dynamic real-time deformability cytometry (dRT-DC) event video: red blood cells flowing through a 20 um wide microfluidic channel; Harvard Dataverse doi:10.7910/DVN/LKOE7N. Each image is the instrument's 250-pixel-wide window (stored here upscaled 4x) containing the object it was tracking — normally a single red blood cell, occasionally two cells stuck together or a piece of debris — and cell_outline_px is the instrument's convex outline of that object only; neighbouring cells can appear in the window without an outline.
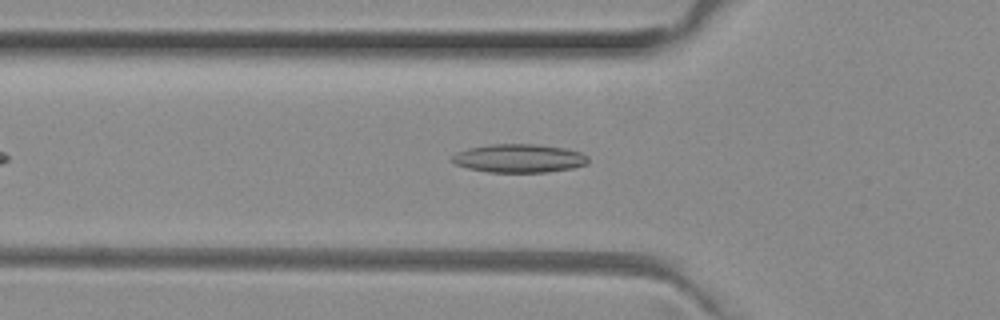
{"species": "common noctule bat (a hibernating species)", "species_latin": "Nyctalus noctula", "temperature_condition": "room temperature", "stored_images_in_passage": 43, "camera_frame_rate_fps": 3000, "um_per_image_px": 0.085, "animal": {"sex": "female", "body_mass_g": 29.2, "forearm_length_mm": 56.3}, "frame": {"image": 1, "passage_image": 9, "time_ms": 2.667, "image_size_px": [1000, 320], "cell_outline_px": [[588, 164], [572, 168], [548, 172], [488, 172], [468, 168], [456, 164], [448, 160], [456, 152], [468, 148], [492, 144], [536, 144], [564, 148], [580, 152], [588, 156]], "centroid_in_image_um": [44.1, 13.46], "position_along_channel_um": 81.7, "area_um2": 22.66}}
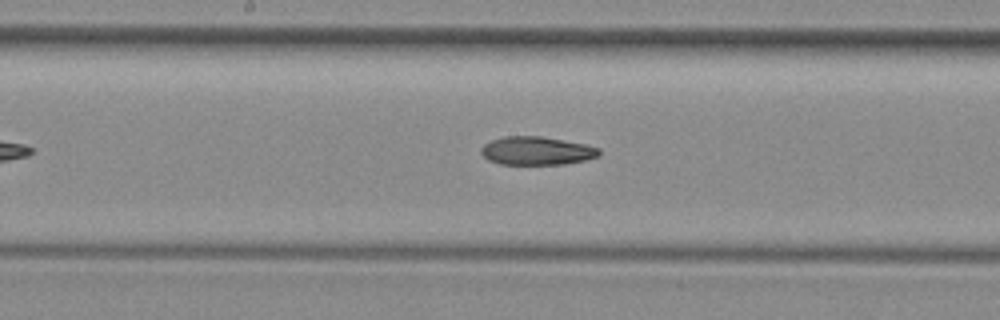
{"frame": {"image": 2, "passage_image": 18, "time_ms": 5.667, "image_size_px": [1000, 320], "cell_outline_px": [[600, 156], [584, 160], [564, 164], [500, 164], [488, 160], [480, 152], [480, 148], [484, 144], [492, 140], [504, 136], [540, 136], [584, 144], [600, 148]], "centroid_in_image_um": [45.6, 12.82], "position_along_channel_um": 202.6, "area_um2": 19.42}}
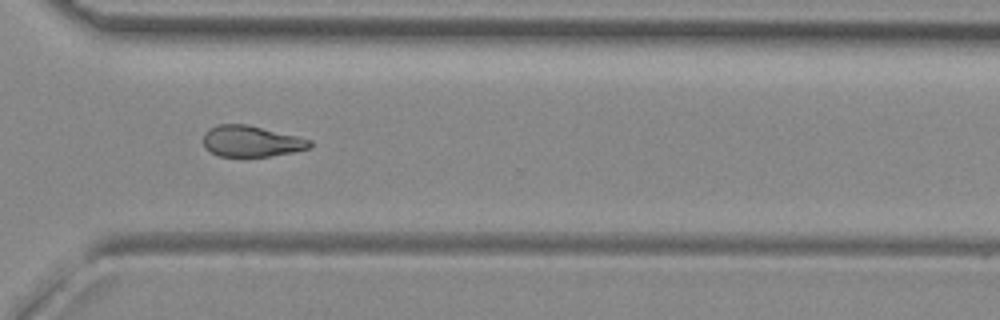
{"frame": {"image": 3, "passage_image": 29, "time_ms": 9.333, "image_size_px": [1000, 320], "cell_outline_px": [[312, 148], [292, 152], [268, 156], [220, 156], [204, 148], [204, 132], [208, 128], [220, 124], [248, 124], [312, 140]], "centroid_in_image_um": [21.36, 12.0], "position_along_channel_um": 349.2, "area_um2": 19.25}, "authors_computed_cell_mechanics": {"area_um2": 20.1144, "velocity_mm_per_s": 4.0027, "shape_relaxation_time_tau1_ms": null, "shape_relaxation_time_tau2_ms": 10.8171, "deformation_change_tau1": null, "deformation_change_tau2": 0.2198}}